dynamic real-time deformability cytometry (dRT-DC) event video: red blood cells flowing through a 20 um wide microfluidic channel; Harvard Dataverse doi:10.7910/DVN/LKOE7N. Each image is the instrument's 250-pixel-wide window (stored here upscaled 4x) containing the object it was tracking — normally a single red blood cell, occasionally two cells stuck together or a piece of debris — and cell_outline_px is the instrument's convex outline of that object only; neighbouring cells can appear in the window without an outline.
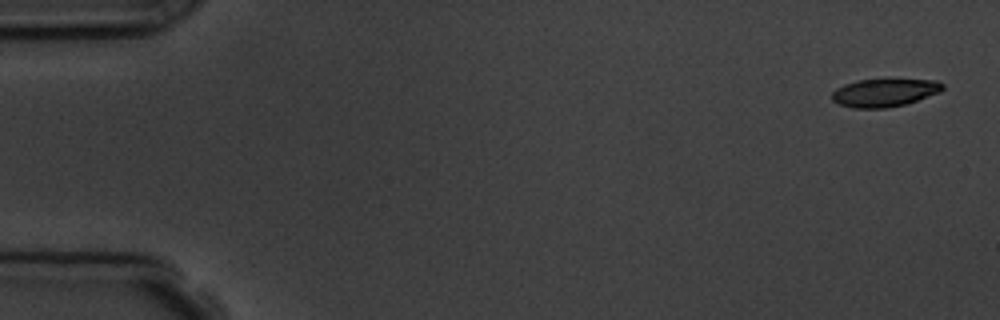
{"species": "common noctule bat (a hibernating species)", "species_latin": "Nyctalus noctula", "temperature_condition": "room temperature", "stored_images_in_passage": 6, "segment_of_instrument_passage": [1, 2], "camera_frame_rate_fps": 3000, "um_per_image_px": 0.085, "animal": {"sex": "male", "body_mass_g": 19.5, "forearm_length_mm": 54.6}, "frame": {"image": 1, "passage_image": 1, "time_ms": 0.0, "image_size_px": [1000, 320], "cell_outline_px": [[944, 88], [940, 92], [904, 104], [884, 108], [852, 108], [836, 104], [832, 100], [832, 92], [836, 88], [844, 84], [856, 80], [936, 80], [944, 84]], "centroid_in_image_um": [75.12, 7.88], "position_along_channel_um": 9.9, "area_um2": 17.92}}
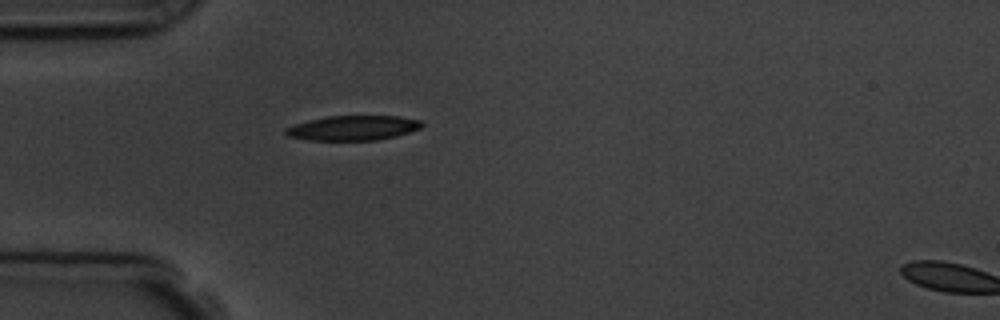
{"frame": {"image": 2, "passage_image": 5, "time_ms": 4.667, "image_size_px": [1000, 320], "cell_outline_px": [[424, 124], [420, 128], [396, 136], [376, 140], [308, 140], [288, 136], [284, 132], [288, 128], [296, 124], [308, 120], [328, 116], [400, 116], [420, 120]], "centroid_in_image_um": [30.03, 10.87], "position_along_channel_um": 55.0, "area_um2": 19.48}}